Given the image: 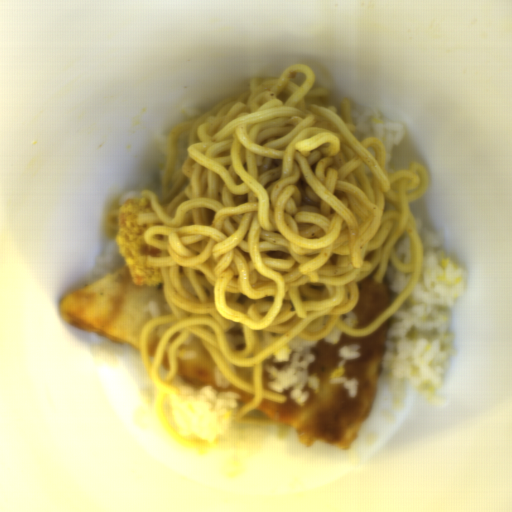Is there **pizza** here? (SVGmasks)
Returning <instances> with one entry per match:
<instances>
[{"label":"pizza","instance_id":"5","mask_svg":"<svg viewBox=\"0 0 512 512\" xmlns=\"http://www.w3.org/2000/svg\"><path fill=\"white\" fill-rule=\"evenodd\" d=\"M121 205L122 204L118 203L115 204L104 216V231L111 241L112 239H116L118 213Z\"/></svg>","mask_w":512,"mask_h":512},{"label":"pizza","instance_id":"1","mask_svg":"<svg viewBox=\"0 0 512 512\" xmlns=\"http://www.w3.org/2000/svg\"><path fill=\"white\" fill-rule=\"evenodd\" d=\"M390 317L377 329L366 336H352L343 331L336 343L323 339L317 340L311 351L314 360L307 373L318 378V389L305 385L307 399L295 403L289 397V390L277 392L270 389V375L265 366L272 363L274 353L262 361L261 384L266 391L286 396L285 402L268 398L253 410L259 411L268 420H274L295 430L298 441L304 447H310L317 440L339 449H350L362 423L368 418L374 405L379 378L383 373L382 353L386 346ZM360 344L361 356L346 361L344 368L346 379L357 378L360 381L357 397L351 398L342 384H330L339 358L338 350L343 345Z\"/></svg>","mask_w":512,"mask_h":512},{"label":"pizza","instance_id":"6","mask_svg":"<svg viewBox=\"0 0 512 512\" xmlns=\"http://www.w3.org/2000/svg\"><path fill=\"white\" fill-rule=\"evenodd\" d=\"M182 332H174L170 338L167 340V342L165 343L164 345V349H163V355H162V359H161V363H160V366L161 368H163L164 370H166L167 372L170 371V368H169V362H168V351H169V348L171 346V344L179 337V335L181 334Z\"/></svg>","mask_w":512,"mask_h":512},{"label":"pizza","instance_id":"3","mask_svg":"<svg viewBox=\"0 0 512 512\" xmlns=\"http://www.w3.org/2000/svg\"><path fill=\"white\" fill-rule=\"evenodd\" d=\"M217 362L207 350L200 336L189 332L177 347V373L174 374L186 383L192 390H202L212 387L217 391L239 393L244 404L252 401L254 393L246 391L228 379L226 387L215 384Z\"/></svg>","mask_w":512,"mask_h":512},{"label":"pizza","instance_id":"7","mask_svg":"<svg viewBox=\"0 0 512 512\" xmlns=\"http://www.w3.org/2000/svg\"><path fill=\"white\" fill-rule=\"evenodd\" d=\"M158 329L159 327H155L154 329L151 330L150 334H149V338H148V352H149V356H155V353H156V350H157V347H158V344H159V340H160V335H158Z\"/></svg>","mask_w":512,"mask_h":512},{"label":"pizza","instance_id":"4","mask_svg":"<svg viewBox=\"0 0 512 512\" xmlns=\"http://www.w3.org/2000/svg\"><path fill=\"white\" fill-rule=\"evenodd\" d=\"M358 299L351 309L359 322L358 329H363L392 304L388 286L384 279L376 280L373 276L362 278L357 283Z\"/></svg>","mask_w":512,"mask_h":512},{"label":"pizza","instance_id":"2","mask_svg":"<svg viewBox=\"0 0 512 512\" xmlns=\"http://www.w3.org/2000/svg\"><path fill=\"white\" fill-rule=\"evenodd\" d=\"M154 301L160 314L173 315L164 295V286L133 283L126 264L81 290L64 297L60 316L74 330H87L132 346L140 354V333L154 317L148 304Z\"/></svg>","mask_w":512,"mask_h":512}]
</instances>
